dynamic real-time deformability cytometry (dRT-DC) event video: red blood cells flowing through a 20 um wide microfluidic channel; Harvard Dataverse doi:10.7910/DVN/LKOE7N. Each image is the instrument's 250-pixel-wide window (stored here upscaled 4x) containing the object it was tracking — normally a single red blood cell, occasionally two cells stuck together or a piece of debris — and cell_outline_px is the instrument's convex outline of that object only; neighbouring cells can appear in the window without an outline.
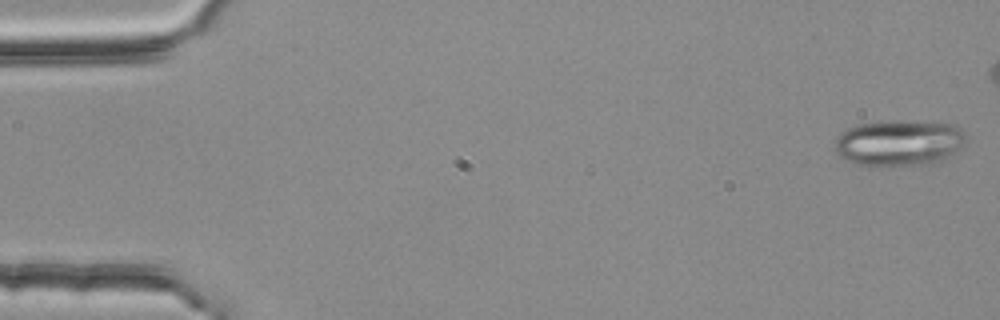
{"species": "common noctule bat (a hibernating species)", "species_latin": "Nyctalus noctula", "temperature_condition": "room temperature", "stored_images_in_passage": 5, "camera_frame_rate_fps": 3000, "um_per_image_px": 0.085, "animal": {"sex": "female", "body_mass_g": 25.1}, "frame": {"image": 1, "passage_image": 1, "time_ms": 0.0, "image_size_px": [1000, 320], "cell_outline_px": [[964, 140], [952, 152], [936, 164], [888, 168], [876, 168], [856, 164], [840, 156], [836, 152], [836, 136], [840, 132], [856, 124], [900, 120], [956, 124], [964, 132]], "centroid_in_image_um": [76.36, 12.18], "position_along_channel_um": 8.6, "area_um2": 35.78}}